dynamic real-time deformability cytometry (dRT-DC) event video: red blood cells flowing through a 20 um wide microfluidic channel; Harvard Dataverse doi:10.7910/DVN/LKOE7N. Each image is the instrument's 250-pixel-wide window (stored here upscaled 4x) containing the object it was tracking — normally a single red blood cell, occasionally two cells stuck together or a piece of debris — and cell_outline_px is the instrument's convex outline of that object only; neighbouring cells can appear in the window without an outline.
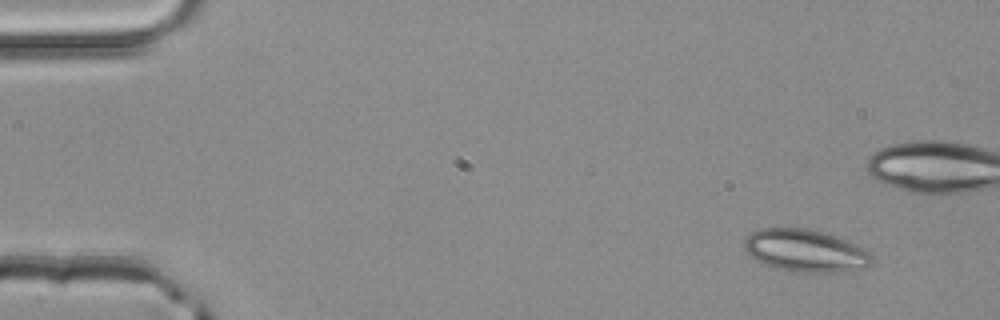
{"species": "common noctule bat (a hibernating species)", "species_latin": "Nyctalus noctula", "temperature_condition": "room temperature", "stored_images_in_passage": 4, "camera_frame_rate_fps": 3000, "um_per_image_px": 0.085, "animal": {"sex": "male", "body_mass_g": 20.4}, "frame": {"image": 1, "passage_image": 1, "time_ms": 0.0, "image_size_px": [1000, 320], "cell_outline_px": [[872, 264], [864, 268], [844, 272], [804, 272], [780, 268], [764, 264], [756, 260], [744, 248], [744, 236], [760, 228], [804, 228], [820, 232], [844, 240], [864, 248], [872, 252]], "centroid_in_image_um": [68.47, 21.31], "position_along_channel_um": 16.5, "area_um2": 31.21}}